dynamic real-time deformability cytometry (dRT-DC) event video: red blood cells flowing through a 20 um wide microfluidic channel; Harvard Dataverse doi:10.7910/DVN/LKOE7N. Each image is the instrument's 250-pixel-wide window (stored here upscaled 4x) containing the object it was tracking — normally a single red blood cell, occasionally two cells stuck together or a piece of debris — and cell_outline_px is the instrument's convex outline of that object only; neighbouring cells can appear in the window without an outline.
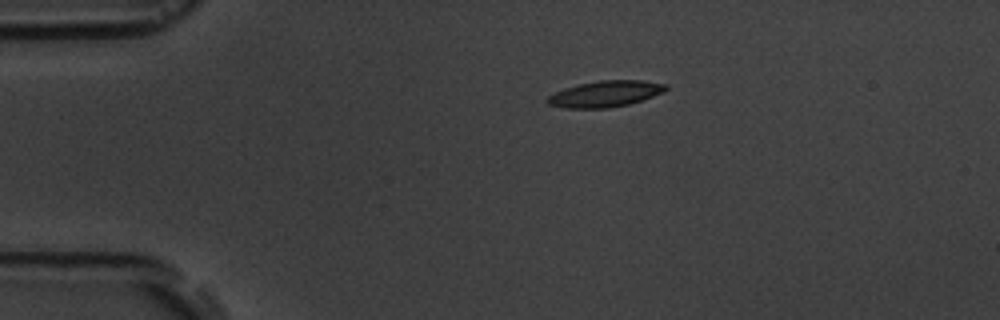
{"species": "common noctule bat (a hibernating species)", "species_latin": "Nyctalus noctula", "temperature_condition": "room temperature", "stored_images_in_passage": 3, "camera_frame_rate_fps": 3000, "um_per_image_px": 0.085, "animal": {"sex": "male", "body_mass_g": 19.5, "forearm_length_mm": 54.6}, "frame": {"image": 1, "passage_image": 1, "time_ms": 0.0, "image_size_px": [1000, 320], "cell_outline_px": [[668, 88], [664, 92], [628, 104], [604, 108], [568, 108], [548, 104], [544, 100], [548, 96], [564, 88], [580, 84], [600, 80], [644, 80], [668, 84]], "centroid_in_image_um": [51.46, 7.96], "position_along_channel_um": 33.5, "area_um2": 17.92}}